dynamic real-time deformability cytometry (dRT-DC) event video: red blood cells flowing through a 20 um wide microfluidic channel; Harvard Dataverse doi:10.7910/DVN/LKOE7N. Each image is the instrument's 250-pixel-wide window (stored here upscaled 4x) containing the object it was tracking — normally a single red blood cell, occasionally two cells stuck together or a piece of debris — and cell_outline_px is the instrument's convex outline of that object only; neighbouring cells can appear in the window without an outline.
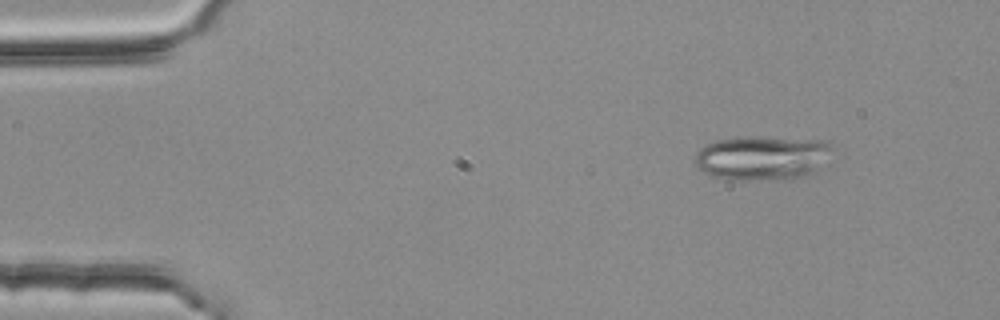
{"species": "common noctule bat (a hibernating species)", "species_latin": "Nyctalus noctula", "temperature_condition": "room temperature", "stored_images_in_passage": 3, "camera_frame_rate_fps": 3000, "um_per_image_px": 0.085, "animal": {"sex": "female", "body_mass_g": 25.1}, "frame": {"image": 1, "passage_image": 1, "time_ms": 0.0, "image_size_px": [1000, 320], "cell_outline_px": [[836, 144], [816, 168], [812, 172], [804, 176], [748, 180], [732, 180], [716, 176], [704, 172], [692, 160], [696, 152], [700, 148], [716, 140], [740, 136], [748, 136], [828, 140]], "centroid_in_image_um": [64.74, 13.37], "position_along_channel_um": 20.3, "area_um2": 35.14}}